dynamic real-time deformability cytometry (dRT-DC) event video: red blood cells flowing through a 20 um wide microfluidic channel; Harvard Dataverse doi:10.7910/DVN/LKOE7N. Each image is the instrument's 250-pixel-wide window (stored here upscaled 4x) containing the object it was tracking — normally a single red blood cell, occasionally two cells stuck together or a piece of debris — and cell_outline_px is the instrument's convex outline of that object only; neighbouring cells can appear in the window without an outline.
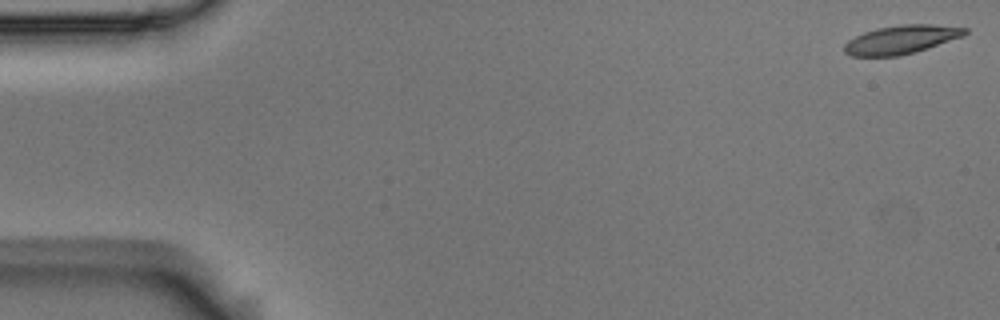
{"species": "Egyptian fruit bat (a non-hibernating species)", "species_latin": "Rousettus aegyptiacus", "temperature_condition": "room temperature", "stored_images_in_passage": 11, "camera_frame_rate_fps": 3000, "um_per_image_px": 0.085, "animal": {"sex": "male"}, "frame": {"image": 1, "passage_image": 1, "time_ms": 0.0, "image_size_px": [1000, 320], "cell_outline_px": [[968, 32], [964, 36], [916, 52], [896, 56], [852, 56], [844, 52], [844, 44], [848, 40], [864, 32], [876, 28], [900, 24], [932, 24], [968, 28]], "centroid_in_image_um": [76.62, 3.36], "position_along_channel_um": 8.4, "area_um2": 20.17}}